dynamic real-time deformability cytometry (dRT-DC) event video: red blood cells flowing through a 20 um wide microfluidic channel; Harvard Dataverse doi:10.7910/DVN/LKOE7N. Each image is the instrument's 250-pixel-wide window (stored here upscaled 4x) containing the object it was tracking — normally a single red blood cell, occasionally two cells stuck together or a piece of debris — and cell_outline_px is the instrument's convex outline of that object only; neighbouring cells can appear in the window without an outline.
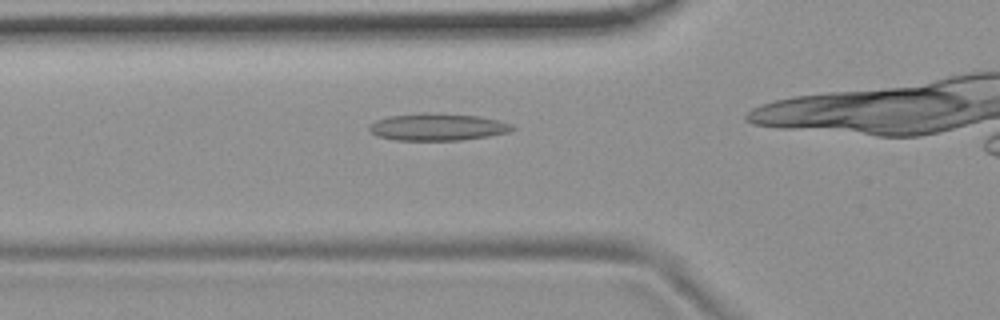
{"species": "common noctule bat (a hibernating species)", "species_latin": "Nyctalus noctula", "temperature_condition": "room temperature", "stored_images_in_passage": 32, "camera_frame_rate_fps": 3000, "um_per_image_px": 0.085, "animal": {"sex": "female", "body_mass_g": 19.9}, "frame": {"image": 1, "passage_image": 4, "time_ms": 1.0, "image_size_px": [1000, 320], "cell_outline_px": [[516, 128], [508, 132], [488, 136], [460, 140], [396, 140], [376, 136], [368, 128], [368, 124], [376, 120], [388, 116], [420, 112], [428, 112], [480, 116], [500, 120], [512, 124]], "centroid_in_image_um": [37.18, 10.78], "position_along_channel_um": 88.6, "area_um2": 22.89}}
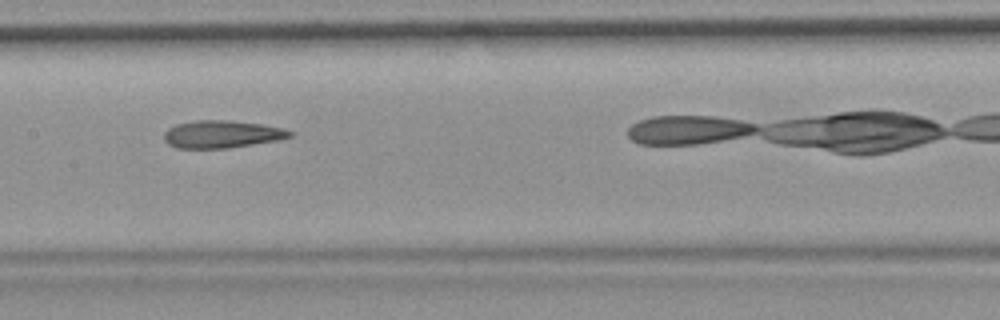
{"frame": {"image": 2, "passage_image": 12, "time_ms": 3.667, "image_size_px": [1000, 320], "cell_outline_px": [[296, 132], [292, 136], [280, 140], [228, 148], [176, 148], [168, 144], [164, 140], [164, 132], [168, 128], [176, 124], [196, 120], [228, 120], [260, 124], [284, 128]], "centroid_in_image_um": [18.88, 11.41], "position_along_channel_um": 188.5, "area_um2": 20.35}}
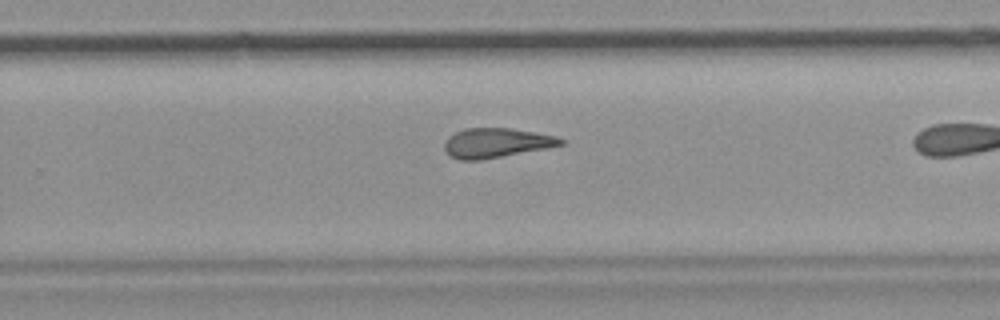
{"frame": {"image": 3, "passage_image": 20, "time_ms": 6.333, "image_size_px": [1000, 320], "cell_outline_px": [[564, 144], [548, 148], [480, 160], [460, 160], [452, 156], [444, 148], [444, 144], [448, 136], [456, 132], [468, 128], [508, 128], [556, 136], [564, 140]], "centroid_in_image_um": [42.19, 12.15], "position_along_channel_um": 287.6, "area_um2": 19.77}, "authors_computed_cell_mechanics": {"area_um2": 20.4034, "velocity_mm_per_s": 3.7364, "shape_relaxation_time_tau1_ms": null, "shape_relaxation_time_tau2_ms": 3.0675, "deformation_change_tau1": null, "deformation_change_tau2": 0.128}}